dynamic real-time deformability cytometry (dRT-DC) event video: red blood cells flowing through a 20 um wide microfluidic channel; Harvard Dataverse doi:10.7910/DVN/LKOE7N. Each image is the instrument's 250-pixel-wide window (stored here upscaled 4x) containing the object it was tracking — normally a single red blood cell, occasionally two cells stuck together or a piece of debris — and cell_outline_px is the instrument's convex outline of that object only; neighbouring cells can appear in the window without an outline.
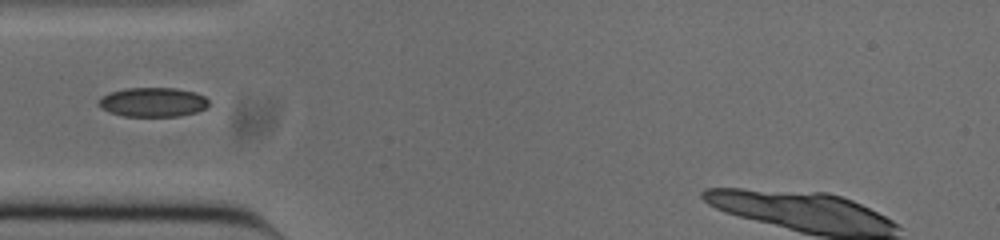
{"species": "common noctule bat (a hibernating species)", "species_latin": "Nyctalus noctula", "temperature_condition": "cold", "stored_images_in_passage": 14, "camera_frame_rate_fps": 3000, "um_per_image_px": 0.085, "animal": {"sex": "male", "body_mass_g": 20.0, "forearm_length_mm": 53.3}, "frame": {"image": 1, "passage_image": 1, "time_ms": 0.0, "image_size_px": [1000, 240], "cell_outline_px": [[208, 108], [196, 112], [180, 116], [124, 116], [108, 112], [100, 108], [96, 104], [100, 96], [108, 92], [124, 88], [176, 88], [196, 92], [204, 96], [208, 100]], "centroid_in_image_um": [12.95, 8.68], "position_along_channel_um": 72.0, "area_um2": 19.19}}
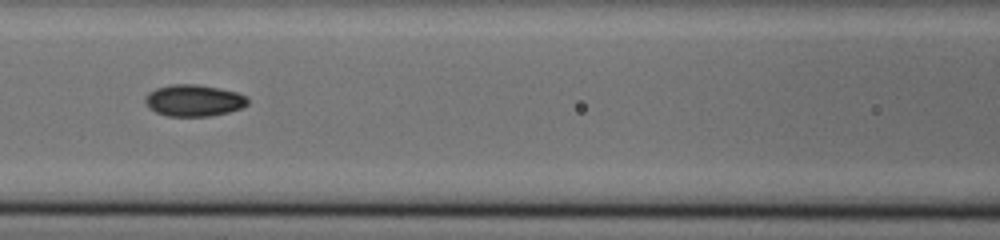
{"frame": {"image": 2, "passage_image": 7, "time_ms": 2.0, "image_size_px": [1000, 240], "cell_outline_px": [[248, 104], [240, 108], [228, 112], [212, 116], [168, 116], [156, 112], [148, 108], [144, 104], [144, 96], [148, 92], [156, 88], [168, 84], [196, 84], [220, 88], [236, 92], [248, 96]], "centroid_in_image_um": [16.44, 8.53], "position_along_channel_um": 150.2, "area_um2": 19.19}}
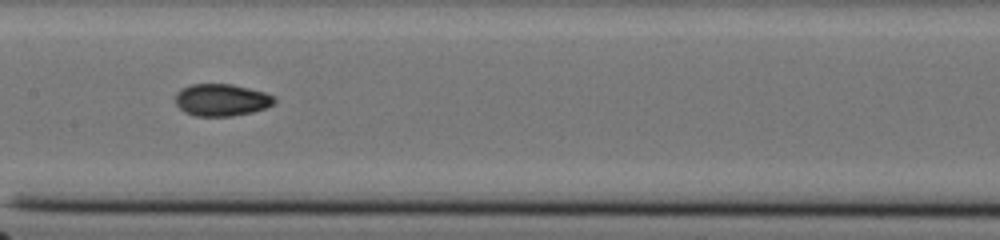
{"frame": {"image": 3, "passage_image": 10, "time_ms": 3.0, "image_size_px": [1000, 240], "cell_outline_px": [[276, 100], [272, 104], [264, 108], [252, 112], [232, 116], [196, 116], [184, 112], [176, 104], [176, 92], [180, 88], [192, 84], [232, 84], [264, 92], [276, 96]], "centroid_in_image_um": [18.81, 8.49], "position_along_channel_um": 188.6, "area_um2": 18.55}}